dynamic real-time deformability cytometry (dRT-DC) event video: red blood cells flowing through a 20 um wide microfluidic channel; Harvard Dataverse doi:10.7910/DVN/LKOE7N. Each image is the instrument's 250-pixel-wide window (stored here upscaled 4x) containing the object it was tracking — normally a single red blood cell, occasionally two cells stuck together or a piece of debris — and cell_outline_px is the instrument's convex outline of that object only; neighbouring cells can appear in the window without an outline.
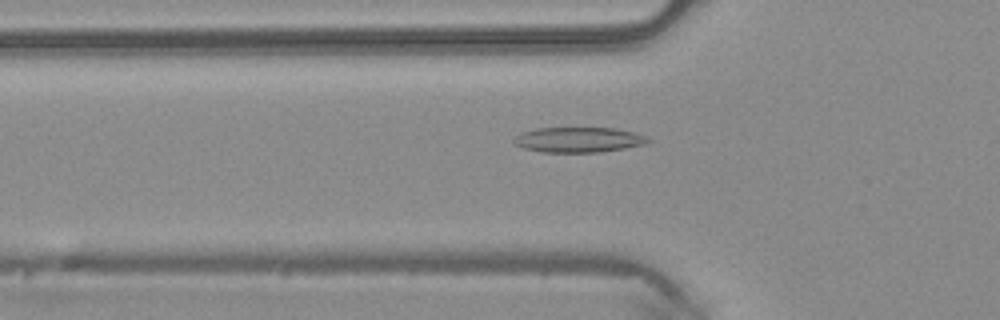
{"species": "common noctule bat (a hibernating species)", "species_latin": "Nyctalus noctula", "temperature_condition": "warm", "stored_images_in_passage": 31, "camera_frame_rate_fps": 3000, "um_per_image_px": 0.085, "animal": {"sex": "male", "body_mass_g": 20.4}, "frame": {"image": 1, "passage_image": 2, "time_ms": 0.333, "image_size_px": [1000, 320], "cell_outline_px": [[652, 140], [644, 144], [624, 148], [600, 152], [540, 152], [524, 148], [512, 144], [512, 140], [520, 132], [536, 128], [612, 128], [632, 132], [648, 136]], "centroid_in_image_um": [49.13, 11.88], "position_along_channel_um": 76.7, "area_um2": 19.77}}
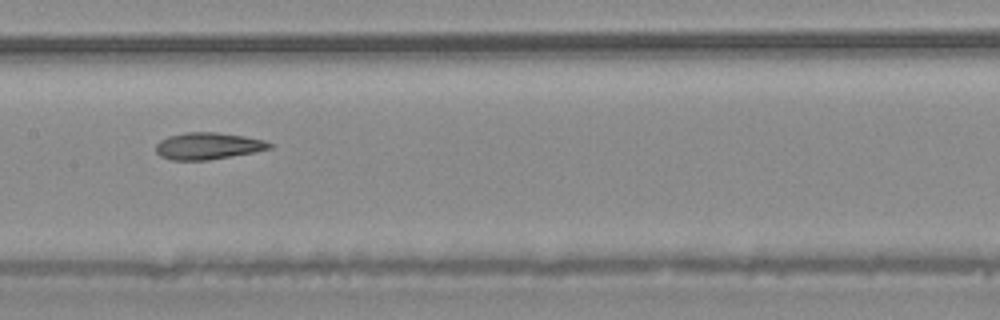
{"frame": {"image": 2, "passage_image": 10, "time_ms": 3.0, "image_size_px": [1000, 320], "cell_outline_px": [[272, 148], [232, 156], [208, 160], [172, 160], [160, 156], [156, 152], [156, 144], [160, 140], [168, 136], [184, 132], [216, 132], [244, 136], [264, 140], [272, 144]], "centroid_in_image_um": [17.65, 12.4], "position_along_channel_um": 189.8, "area_um2": 17.74}}
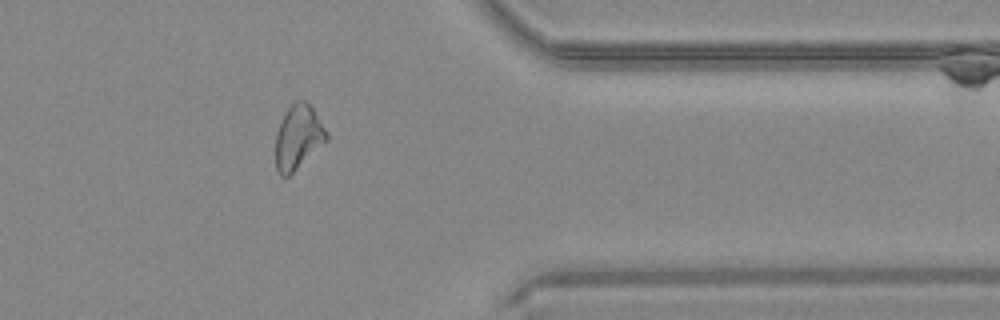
{"frame": {"image": 3, "passage_image": 25, "time_ms": 8.0, "image_size_px": [1000, 320], "cell_outline_px": [[328, 140], [288, 176], [280, 176], [276, 168], [276, 132], [288, 108], [296, 100], [304, 100], [312, 108], [328, 132]], "centroid_in_image_um": [25.35, 11.66], "position_along_channel_um": 386.1, "area_um2": 18.73}, "authors_computed_cell_mechanics": {"area_um2": 18.3226, "velocity_mm_per_s": 4.2027, "shape_relaxation_time_tau1_ms": 8.1006, "shape_relaxation_time_tau2_ms": 3.7004, "deformation_change_tau1": 0.2032, "deformation_change_tau2": 0.1204}}